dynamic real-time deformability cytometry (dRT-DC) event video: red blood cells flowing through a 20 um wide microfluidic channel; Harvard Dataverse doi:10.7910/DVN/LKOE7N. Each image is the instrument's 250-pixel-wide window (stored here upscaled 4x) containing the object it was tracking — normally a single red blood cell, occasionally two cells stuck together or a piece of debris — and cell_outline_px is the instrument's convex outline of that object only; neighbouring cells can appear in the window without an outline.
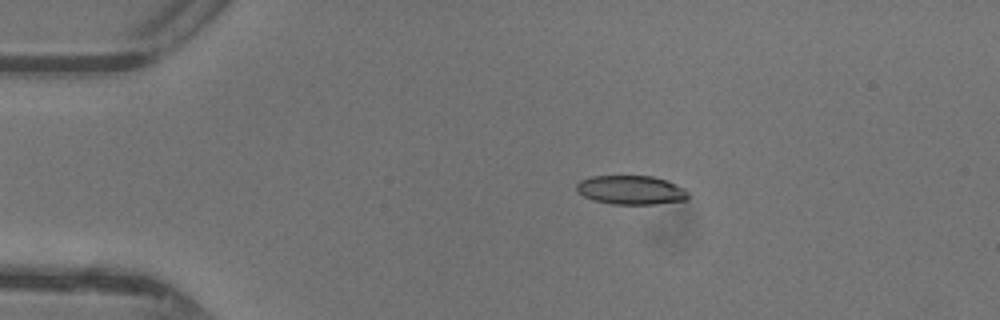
{"species": "common noctule bat (a hibernating species)", "species_latin": "Nyctalus noctula", "temperature_condition": "warm", "stored_images_in_passage": 34, "camera_frame_rate_fps": 3000, "um_per_image_px": 0.085, "animal": {"sex": "female"}, "frame": {"image": 1, "passage_image": 3, "time_ms": 0.667, "image_size_px": [1000, 320], "cell_outline_px": [[688, 200], [656, 204], [612, 204], [596, 200], [584, 196], [576, 188], [576, 184], [580, 180], [592, 176], [652, 176], [668, 180], [684, 188], [688, 192]], "centroid_in_image_um": [53.68, 16.15], "position_along_channel_um": 31.3, "area_um2": 18.84}}
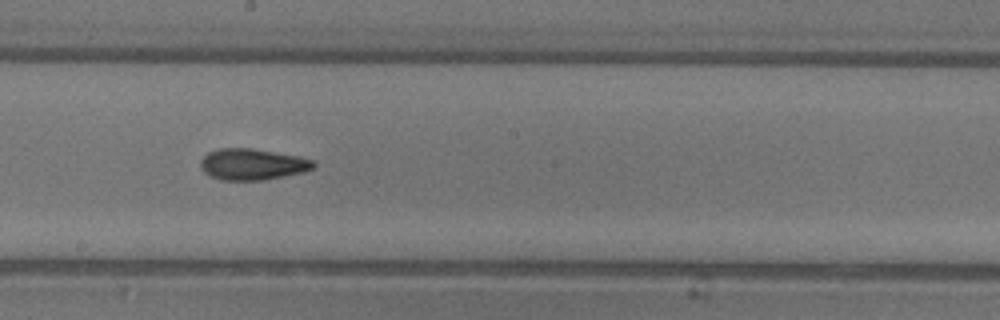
{"frame": {"image": 2, "passage_image": 20, "time_ms": 6.333, "image_size_px": [1000, 320], "cell_outline_px": [[316, 168], [304, 172], [264, 180], [220, 180], [208, 176], [200, 168], [200, 160], [208, 152], [220, 148], [252, 148], [300, 156], [316, 160]], "centroid_in_image_um": [21.48, 13.97], "position_along_channel_um": 226.7, "area_um2": 20.98}}
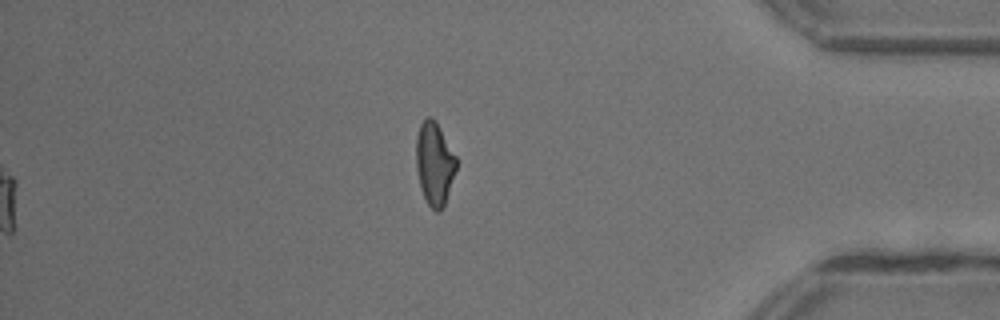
{"frame": {"image": 3, "passage_image": 34, "time_ms": 11.0, "image_size_px": [1000, 320], "cell_outline_px": [[456, 168], [444, 204], [440, 212], [436, 212], [428, 204], [424, 196], [420, 184], [416, 168], [416, 136], [420, 124], [428, 116], [432, 116], [436, 120], [456, 156]], "centroid_in_image_um": [36.92, 13.85], "position_along_channel_um": 398.3, "area_um2": 19.25}, "authors_computed_cell_mechanics": {"area_um2": 20.0566, "velocity_mm_per_s": 4.4199, "shape_relaxation_time_tau1_ms": null, "shape_relaxation_time_tau2_ms": 2.9193, "deformation_change_tau1": null, "deformation_change_tau2": 0.1128}}